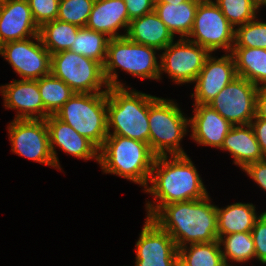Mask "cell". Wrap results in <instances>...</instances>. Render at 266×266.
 <instances>
[{
    "label": "cell",
    "mask_w": 266,
    "mask_h": 266,
    "mask_svg": "<svg viewBox=\"0 0 266 266\" xmlns=\"http://www.w3.org/2000/svg\"><path fill=\"white\" fill-rule=\"evenodd\" d=\"M149 182L151 186L148 184L144 191L154 196V202L148 201L145 205L147 218H151L163 205L208 196L206 187L187 154L156 156Z\"/></svg>",
    "instance_id": "obj_1"
},
{
    "label": "cell",
    "mask_w": 266,
    "mask_h": 266,
    "mask_svg": "<svg viewBox=\"0 0 266 266\" xmlns=\"http://www.w3.org/2000/svg\"><path fill=\"white\" fill-rule=\"evenodd\" d=\"M151 219L173 238L177 248L218 240L217 206L211 204L209 195L163 205Z\"/></svg>",
    "instance_id": "obj_2"
},
{
    "label": "cell",
    "mask_w": 266,
    "mask_h": 266,
    "mask_svg": "<svg viewBox=\"0 0 266 266\" xmlns=\"http://www.w3.org/2000/svg\"><path fill=\"white\" fill-rule=\"evenodd\" d=\"M156 155L149 144L108 135L99 149V165L104 173L116 174L146 188Z\"/></svg>",
    "instance_id": "obj_3"
},
{
    "label": "cell",
    "mask_w": 266,
    "mask_h": 266,
    "mask_svg": "<svg viewBox=\"0 0 266 266\" xmlns=\"http://www.w3.org/2000/svg\"><path fill=\"white\" fill-rule=\"evenodd\" d=\"M107 121L108 135H119L148 144V94L130 87H109Z\"/></svg>",
    "instance_id": "obj_4"
},
{
    "label": "cell",
    "mask_w": 266,
    "mask_h": 266,
    "mask_svg": "<svg viewBox=\"0 0 266 266\" xmlns=\"http://www.w3.org/2000/svg\"><path fill=\"white\" fill-rule=\"evenodd\" d=\"M158 49L135 43L126 36L110 38L103 74L108 87H128L118 80L117 68L141 79L160 80Z\"/></svg>",
    "instance_id": "obj_5"
},
{
    "label": "cell",
    "mask_w": 266,
    "mask_h": 266,
    "mask_svg": "<svg viewBox=\"0 0 266 266\" xmlns=\"http://www.w3.org/2000/svg\"><path fill=\"white\" fill-rule=\"evenodd\" d=\"M149 146L156 156L186 155L181 140L187 135L188 117L173 100L148 94Z\"/></svg>",
    "instance_id": "obj_6"
},
{
    "label": "cell",
    "mask_w": 266,
    "mask_h": 266,
    "mask_svg": "<svg viewBox=\"0 0 266 266\" xmlns=\"http://www.w3.org/2000/svg\"><path fill=\"white\" fill-rule=\"evenodd\" d=\"M100 149L108 136L107 92L74 93L54 114Z\"/></svg>",
    "instance_id": "obj_7"
},
{
    "label": "cell",
    "mask_w": 266,
    "mask_h": 266,
    "mask_svg": "<svg viewBox=\"0 0 266 266\" xmlns=\"http://www.w3.org/2000/svg\"><path fill=\"white\" fill-rule=\"evenodd\" d=\"M51 73L75 93L107 92L109 88L98 61L69 50L51 55Z\"/></svg>",
    "instance_id": "obj_8"
},
{
    "label": "cell",
    "mask_w": 266,
    "mask_h": 266,
    "mask_svg": "<svg viewBox=\"0 0 266 266\" xmlns=\"http://www.w3.org/2000/svg\"><path fill=\"white\" fill-rule=\"evenodd\" d=\"M235 28L222 14L213 0H202L196 11L192 31L188 40L204 47L210 54L217 49L231 53Z\"/></svg>",
    "instance_id": "obj_9"
},
{
    "label": "cell",
    "mask_w": 266,
    "mask_h": 266,
    "mask_svg": "<svg viewBox=\"0 0 266 266\" xmlns=\"http://www.w3.org/2000/svg\"><path fill=\"white\" fill-rule=\"evenodd\" d=\"M7 128L13 153L56 168L45 119H14Z\"/></svg>",
    "instance_id": "obj_10"
},
{
    "label": "cell",
    "mask_w": 266,
    "mask_h": 266,
    "mask_svg": "<svg viewBox=\"0 0 266 266\" xmlns=\"http://www.w3.org/2000/svg\"><path fill=\"white\" fill-rule=\"evenodd\" d=\"M258 87L237 76L209 102L233 126L248 125L256 116Z\"/></svg>",
    "instance_id": "obj_11"
},
{
    "label": "cell",
    "mask_w": 266,
    "mask_h": 266,
    "mask_svg": "<svg viewBox=\"0 0 266 266\" xmlns=\"http://www.w3.org/2000/svg\"><path fill=\"white\" fill-rule=\"evenodd\" d=\"M163 50L159 55L160 79L165 72L176 84L194 83L210 55L204 47L187 38L173 41Z\"/></svg>",
    "instance_id": "obj_12"
},
{
    "label": "cell",
    "mask_w": 266,
    "mask_h": 266,
    "mask_svg": "<svg viewBox=\"0 0 266 266\" xmlns=\"http://www.w3.org/2000/svg\"><path fill=\"white\" fill-rule=\"evenodd\" d=\"M0 55L22 79L37 80L51 73V54L39 35L2 44Z\"/></svg>",
    "instance_id": "obj_13"
},
{
    "label": "cell",
    "mask_w": 266,
    "mask_h": 266,
    "mask_svg": "<svg viewBox=\"0 0 266 266\" xmlns=\"http://www.w3.org/2000/svg\"><path fill=\"white\" fill-rule=\"evenodd\" d=\"M178 257L173 238L151 218H146L136 242L135 266H174Z\"/></svg>",
    "instance_id": "obj_14"
},
{
    "label": "cell",
    "mask_w": 266,
    "mask_h": 266,
    "mask_svg": "<svg viewBox=\"0 0 266 266\" xmlns=\"http://www.w3.org/2000/svg\"><path fill=\"white\" fill-rule=\"evenodd\" d=\"M237 77L235 61L231 53L220 58L210 54L194 83L195 104H209L217 94Z\"/></svg>",
    "instance_id": "obj_15"
},
{
    "label": "cell",
    "mask_w": 266,
    "mask_h": 266,
    "mask_svg": "<svg viewBox=\"0 0 266 266\" xmlns=\"http://www.w3.org/2000/svg\"><path fill=\"white\" fill-rule=\"evenodd\" d=\"M46 120L49 133L50 149L57 169H61L55 146L68 155L99 162V149L86 137L81 136L72 126L64 123L55 115H50Z\"/></svg>",
    "instance_id": "obj_16"
},
{
    "label": "cell",
    "mask_w": 266,
    "mask_h": 266,
    "mask_svg": "<svg viewBox=\"0 0 266 266\" xmlns=\"http://www.w3.org/2000/svg\"><path fill=\"white\" fill-rule=\"evenodd\" d=\"M39 34L28 0L0 1V46Z\"/></svg>",
    "instance_id": "obj_17"
},
{
    "label": "cell",
    "mask_w": 266,
    "mask_h": 266,
    "mask_svg": "<svg viewBox=\"0 0 266 266\" xmlns=\"http://www.w3.org/2000/svg\"><path fill=\"white\" fill-rule=\"evenodd\" d=\"M4 107L16 109L15 119H44L42 102L37 80L21 79L0 86Z\"/></svg>",
    "instance_id": "obj_18"
},
{
    "label": "cell",
    "mask_w": 266,
    "mask_h": 266,
    "mask_svg": "<svg viewBox=\"0 0 266 266\" xmlns=\"http://www.w3.org/2000/svg\"><path fill=\"white\" fill-rule=\"evenodd\" d=\"M194 116L189 118L191 138L199 145L221 148L233 126L208 104H193Z\"/></svg>",
    "instance_id": "obj_19"
},
{
    "label": "cell",
    "mask_w": 266,
    "mask_h": 266,
    "mask_svg": "<svg viewBox=\"0 0 266 266\" xmlns=\"http://www.w3.org/2000/svg\"><path fill=\"white\" fill-rule=\"evenodd\" d=\"M128 11L124 0H95L86 25L87 29L102 32L109 38L124 37L118 30L129 27Z\"/></svg>",
    "instance_id": "obj_20"
},
{
    "label": "cell",
    "mask_w": 266,
    "mask_h": 266,
    "mask_svg": "<svg viewBox=\"0 0 266 266\" xmlns=\"http://www.w3.org/2000/svg\"><path fill=\"white\" fill-rule=\"evenodd\" d=\"M228 151L234 164L242 170L249 164L265 159L250 124L232 126L220 148Z\"/></svg>",
    "instance_id": "obj_21"
},
{
    "label": "cell",
    "mask_w": 266,
    "mask_h": 266,
    "mask_svg": "<svg viewBox=\"0 0 266 266\" xmlns=\"http://www.w3.org/2000/svg\"><path fill=\"white\" fill-rule=\"evenodd\" d=\"M125 34L129 40L154 47L158 51H163L175 39L154 11L131 20Z\"/></svg>",
    "instance_id": "obj_22"
},
{
    "label": "cell",
    "mask_w": 266,
    "mask_h": 266,
    "mask_svg": "<svg viewBox=\"0 0 266 266\" xmlns=\"http://www.w3.org/2000/svg\"><path fill=\"white\" fill-rule=\"evenodd\" d=\"M202 0H188L182 3H155L154 12L180 38H187L192 31L195 15Z\"/></svg>",
    "instance_id": "obj_23"
},
{
    "label": "cell",
    "mask_w": 266,
    "mask_h": 266,
    "mask_svg": "<svg viewBox=\"0 0 266 266\" xmlns=\"http://www.w3.org/2000/svg\"><path fill=\"white\" fill-rule=\"evenodd\" d=\"M252 203H234L225 208L217 207L218 240L232 233L251 232L260 217Z\"/></svg>",
    "instance_id": "obj_24"
},
{
    "label": "cell",
    "mask_w": 266,
    "mask_h": 266,
    "mask_svg": "<svg viewBox=\"0 0 266 266\" xmlns=\"http://www.w3.org/2000/svg\"><path fill=\"white\" fill-rule=\"evenodd\" d=\"M237 76L243 77L258 88L266 86V49L233 47Z\"/></svg>",
    "instance_id": "obj_25"
},
{
    "label": "cell",
    "mask_w": 266,
    "mask_h": 266,
    "mask_svg": "<svg viewBox=\"0 0 266 266\" xmlns=\"http://www.w3.org/2000/svg\"><path fill=\"white\" fill-rule=\"evenodd\" d=\"M80 28L75 24L56 19L42 24L38 35L43 46L52 55L69 50Z\"/></svg>",
    "instance_id": "obj_26"
},
{
    "label": "cell",
    "mask_w": 266,
    "mask_h": 266,
    "mask_svg": "<svg viewBox=\"0 0 266 266\" xmlns=\"http://www.w3.org/2000/svg\"><path fill=\"white\" fill-rule=\"evenodd\" d=\"M44 104V119L54 115L75 93L63 80L52 73L37 79Z\"/></svg>",
    "instance_id": "obj_27"
},
{
    "label": "cell",
    "mask_w": 266,
    "mask_h": 266,
    "mask_svg": "<svg viewBox=\"0 0 266 266\" xmlns=\"http://www.w3.org/2000/svg\"><path fill=\"white\" fill-rule=\"evenodd\" d=\"M219 240L209 243H191L178 248V256L188 266H224Z\"/></svg>",
    "instance_id": "obj_28"
},
{
    "label": "cell",
    "mask_w": 266,
    "mask_h": 266,
    "mask_svg": "<svg viewBox=\"0 0 266 266\" xmlns=\"http://www.w3.org/2000/svg\"><path fill=\"white\" fill-rule=\"evenodd\" d=\"M109 40L110 38L102 32L81 27L69 51L98 61L103 66Z\"/></svg>",
    "instance_id": "obj_29"
},
{
    "label": "cell",
    "mask_w": 266,
    "mask_h": 266,
    "mask_svg": "<svg viewBox=\"0 0 266 266\" xmlns=\"http://www.w3.org/2000/svg\"><path fill=\"white\" fill-rule=\"evenodd\" d=\"M220 246H223L222 256L225 264L228 261L246 263L255 258L254 240L251 232L232 233L224 235L219 239Z\"/></svg>",
    "instance_id": "obj_30"
},
{
    "label": "cell",
    "mask_w": 266,
    "mask_h": 266,
    "mask_svg": "<svg viewBox=\"0 0 266 266\" xmlns=\"http://www.w3.org/2000/svg\"><path fill=\"white\" fill-rule=\"evenodd\" d=\"M214 3L234 28L257 18V10L263 6L257 0H214Z\"/></svg>",
    "instance_id": "obj_31"
},
{
    "label": "cell",
    "mask_w": 266,
    "mask_h": 266,
    "mask_svg": "<svg viewBox=\"0 0 266 266\" xmlns=\"http://www.w3.org/2000/svg\"><path fill=\"white\" fill-rule=\"evenodd\" d=\"M233 47L266 49V22L255 18L236 27Z\"/></svg>",
    "instance_id": "obj_32"
},
{
    "label": "cell",
    "mask_w": 266,
    "mask_h": 266,
    "mask_svg": "<svg viewBox=\"0 0 266 266\" xmlns=\"http://www.w3.org/2000/svg\"><path fill=\"white\" fill-rule=\"evenodd\" d=\"M95 0H60L57 20L86 27Z\"/></svg>",
    "instance_id": "obj_33"
},
{
    "label": "cell",
    "mask_w": 266,
    "mask_h": 266,
    "mask_svg": "<svg viewBox=\"0 0 266 266\" xmlns=\"http://www.w3.org/2000/svg\"><path fill=\"white\" fill-rule=\"evenodd\" d=\"M60 0H28L35 23L42 24L57 19Z\"/></svg>",
    "instance_id": "obj_34"
},
{
    "label": "cell",
    "mask_w": 266,
    "mask_h": 266,
    "mask_svg": "<svg viewBox=\"0 0 266 266\" xmlns=\"http://www.w3.org/2000/svg\"><path fill=\"white\" fill-rule=\"evenodd\" d=\"M255 259L266 265V211L260 214L252 230Z\"/></svg>",
    "instance_id": "obj_35"
},
{
    "label": "cell",
    "mask_w": 266,
    "mask_h": 266,
    "mask_svg": "<svg viewBox=\"0 0 266 266\" xmlns=\"http://www.w3.org/2000/svg\"><path fill=\"white\" fill-rule=\"evenodd\" d=\"M124 2L130 21L154 11L155 0H124Z\"/></svg>",
    "instance_id": "obj_36"
},
{
    "label": "cell",
    "mask_w": 266,
    "mask_h": 266,
    "mask_svg": "<svg viewBox=\"0 0 266 266\" xmlns=\"http://www.w3.org/2000/svg\"><path fill=\"white\" fill-rule=\"evenodd\" d=\"M243 171L266 191V158L247 165Z\"/></svg>",
    "instance_id": "obj_37"
},
{
    "label": "cell",
    "mask_w": 266,
    "mask_h": 266,
    "mask_svg": "<svg viewBox=\"0 0 266 266\" xmlns=\"http://www.w3.org/2000/svg\"><path fill=\"white\" fill-rule=\"evenodd\" d=\"M254 120V121H253ZM250 125L252 126L261 151L266 158V119L254 117Z\"/></svg>",
    "instance_id": "obj_38"
},
{
    "label": "cell",
    "mask_w": 266,
    "mask_h": 266,
    "mask_svg": "<svg viewBox=\"0 0 266 266\" xmlns=\"http://www.w3.org/2000/svg\"><path fill=\"white\" fill-rule=\"evenodd\" d=\"M256 117L266 119V86L259 87L257 91Z\"/></svg>",
    "instance_id": "obj_39"
},
{
    "label": "cell",
    "mask_w": 266,
    "mask_h": 266,
    "mask_svg": "<svg viewBox=\"0 0 266 266\" xmlns=\"http://www.w3.org/2000/svg\"><path fill=\"white\" fill-rule=\"evenodd\" d=\"M188 0H155V3H182Z\"/></svg>",
    "instance_id": "obj_40"
},
{
    "label": "cell",
    "mask_w": 266,
    "mask_h": 266,
    "mask_svg": "<svg viewBox=\"0 0 266 266\" xmlns=\"http://www.w3.org/2000/svg\"><path fill=\"white\" fill-rule=\"evenodd\" d=\"M174 266H188L183 260L179 257L175 260Z\"/></svg>",
    "instance_id": "obj_41"
},
{
    "label": "cell",
    "mask_w": 266,
    "mask_h": 266,
    "mask_svg": "<svg viewBox=\"0 0 266 266\" xmlns=\"http://www.w3.org/2000/svg\"><path fill=\"white\" fill-rule=\"evenodd\" d=\"M259 1L262 5L266 6V0H257Z\"/></svg>",
    "instance_id": "obj_42"
}]
</instances>
